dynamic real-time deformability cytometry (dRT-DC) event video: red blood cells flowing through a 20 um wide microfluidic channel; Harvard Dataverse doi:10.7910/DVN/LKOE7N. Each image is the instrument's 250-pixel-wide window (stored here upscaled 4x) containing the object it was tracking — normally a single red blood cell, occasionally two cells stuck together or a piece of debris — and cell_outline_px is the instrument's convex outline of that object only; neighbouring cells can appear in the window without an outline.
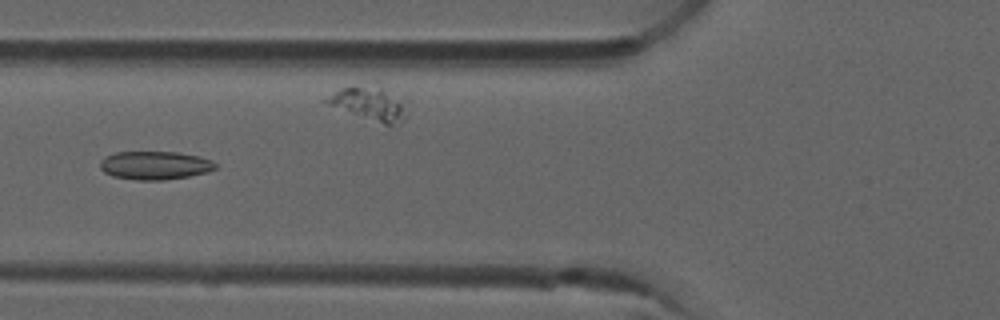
{"species": "common noctule bat (a hibernating species)", "species_latin": "Nyctalus noctula", "temperature_condition": "room temperature", "stored_images_in_passage": 7, "camera_frame_rate_fps": 3000, "um_per_image_px": 0.085, "animal": {"sex": "male", "forearm_length_mm": 52.5}, "frame": {"image": 1, "passage_image": 6, "time_ms": 1.667, "image_size_px": [1000, 320], "cell_outline_px": [[216, 168], [208, 172], [188, 176], [164, 180], [136, 180], [112, 176], [104, 172], [100, 168], [100, 160], [104, 156], [116, 152], [180, 152], [200, 156], [212, 160], [216, 164]], "centroid_in_image_um": [13.16, 14.05], "position_along_channel_um": 112.6, "area_um2": 19.25}}